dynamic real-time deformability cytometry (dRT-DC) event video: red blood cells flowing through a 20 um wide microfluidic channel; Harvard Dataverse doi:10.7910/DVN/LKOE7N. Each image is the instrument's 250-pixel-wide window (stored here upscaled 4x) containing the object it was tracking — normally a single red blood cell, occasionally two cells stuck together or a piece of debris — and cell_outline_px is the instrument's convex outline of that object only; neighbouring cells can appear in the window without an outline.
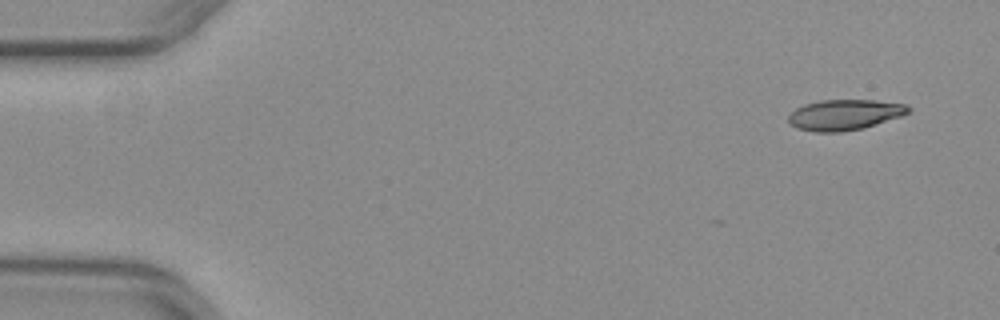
{"species": "common noctule bat (a hibernating species)", "species_latin": "Nyctalus noctula", "temperature_condition": "warm", "stored_images_in_passage": 9, "camera_frame_rate_fps": 3000, "um_per_image_px": 0.085, "animal": {"sex": "female", "body_mass_g": 29.2, "forearm_length_mm": 56.3}, "frame": {"image": 1, "passage_image": 1, "time_ms": 0.0, "image_size_px": [1000, 320], "cell_outline_px": [[912, 112], [864, 128], [840, 132], [816, 132], [796, 128], [788, 120], [788, 116], [796, 108], [804, 104], [820, 100], [872, 100], [908, 104], [912, 108]], "centroid_in_image_um": [71.82, 9.75], "position_along_channel_um": 13.2, "area_um2": 21.44}}